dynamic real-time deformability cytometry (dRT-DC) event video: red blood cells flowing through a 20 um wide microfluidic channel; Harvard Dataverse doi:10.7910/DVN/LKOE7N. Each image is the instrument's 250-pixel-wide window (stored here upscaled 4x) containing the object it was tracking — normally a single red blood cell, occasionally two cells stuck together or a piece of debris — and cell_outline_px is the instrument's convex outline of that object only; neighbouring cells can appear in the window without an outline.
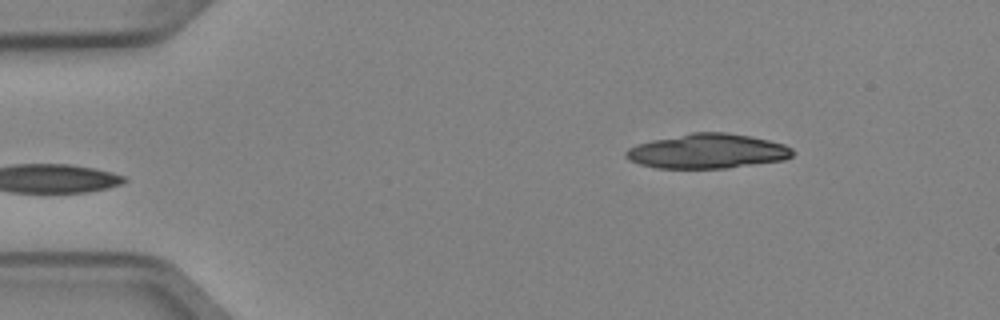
{"species": "Egyptian fruit bat (a non-hibernating species)", "species_latin": "Rousettus aegyptiacus", "temperature_condition": "cold", "stored_images_in_passage": 4, "camera_frame_rate_fps": 3000, "um_per_image_px": 0.085, "animal": {"sex": "female"}, "frame": {"image": 1, "passage_image": 4, "time_ms": 1.0, "image_size_px": [1000, 320], "cell_outline_px": [[796, 152], [792, 156], [784, 160], [724, 168], [656, 168], [640, 164], [628, 160], [624, 156], [624, 152], [628, 148], [636, 144], [652, 140], [692, 132], [728, 132], [752, 136], [784, 144], [792, 148]], "centroid_in_image_um": [60.13, 12.84], "position_along_channel_um": 24.9, "area_um2": 33.81}}